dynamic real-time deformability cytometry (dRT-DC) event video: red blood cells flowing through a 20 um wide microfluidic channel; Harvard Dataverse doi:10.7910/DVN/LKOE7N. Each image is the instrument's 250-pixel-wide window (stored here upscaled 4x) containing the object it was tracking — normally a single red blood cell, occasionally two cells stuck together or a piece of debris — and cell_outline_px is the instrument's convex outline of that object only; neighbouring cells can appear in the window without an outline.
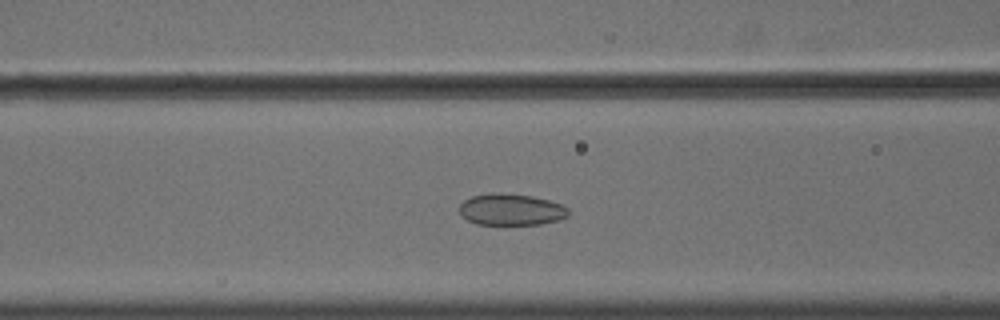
{"species": "common noctule bat (a hibernating species)", "species_latin": "Nyctalus noctula", "temperature_condition": "cold", "stored_images_in_passage": 55, "camera_frame_rate_fps": 3000, "um_per_image_px": 0.085, "animal": {"sex": "male", "body_mass_g": 18.8}, "frame": {"image": 1, "passage_image": 23, "time_ms": 7.333, "image_size_px": [1000, 320], "cell_outline_px": [[568, 216], [560, 220], [540, 224], [476, 224], [468, 220], [460, 212], [460, 204], [464, 200], [472, 196], [492, 192], [500, 192], [532, 196], [564, 204], [568, 208]], "centroid_in_image_um": [43.47, 17.8], "position_along_channel_um": 123.1, "area_um2": 20.11}}
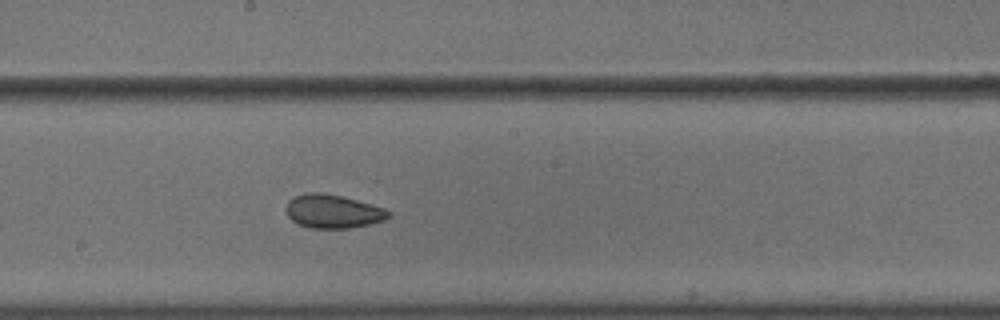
{"frame": {"image": 2, "passage_image": 31, "time_ms": 10.0, "image_size_px": [1000, 320], "cell_outline_px": [[392, 216], [384, 220], [372, 224], [348, 228], [312, 228], [300, 224], [292, 220], [288, 216], [288, 200], [296, 196], [308, 192], [320, 192], [340, 196], [372, 204], [384, 208], [392, 212]], "centroid_in_image_um": [28.36, 17.97], "position_along_channel_um": 219.8, "area_um2": 19.88}}
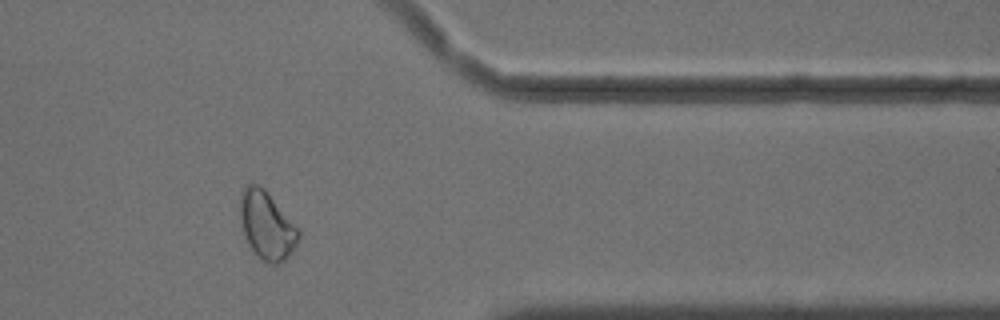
{"frame": {"image": 3, "passage_image": 46, "time_ms": 15.0, "image_size_px": [1000, 320], "cell_outline_px": [[300, 236], [292, 252], [284, 260], [276, 264], [272, 264], [256, 256], [252, 252], [244, 236], [240, 220], [240, 196], [244, 188], [248, 184], [260, 184], [264, 188], [300, 228]], "centroid_in_image_um": [22.68, 19.15], "position_along_channel_um": 388.7, "area_um2": 23.41}, "authors_computed_cell_mechanics": {"area_um2": 22.542, "velocity_mm_per_s": 3.6191, "shape_relaxation_time_tau1_ms": 7.7083, "shape_relaxation_time_tau2_ms": 2.4321, "deformation_change_tau1": 0.081, "deformation_change_tau2": 0.0546}}